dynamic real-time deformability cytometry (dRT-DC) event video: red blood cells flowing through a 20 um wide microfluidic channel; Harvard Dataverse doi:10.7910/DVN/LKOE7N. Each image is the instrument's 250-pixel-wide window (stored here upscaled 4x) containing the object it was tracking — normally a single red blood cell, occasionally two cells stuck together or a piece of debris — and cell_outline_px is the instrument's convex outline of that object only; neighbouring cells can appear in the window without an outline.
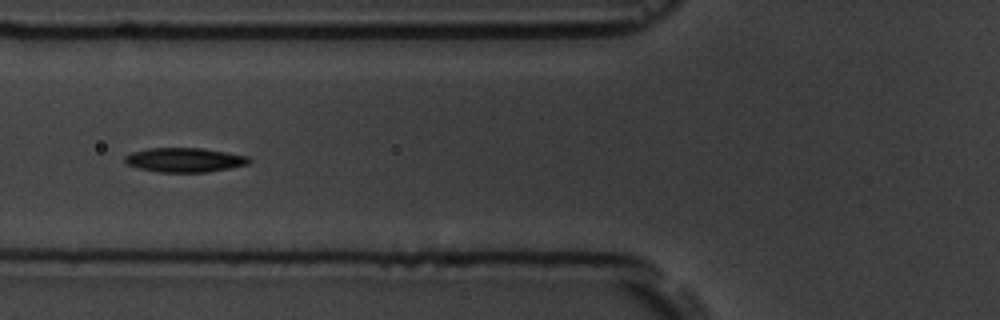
{"species": "common noctule bat (a hibernating species)", "species_latin": "Nyctalus noctula", "temperature_condition": "room temperature", "stored_images_in_passage": 4, "camera_frame_rate_fps": 3000, "um_per_image_px": 0.085, "animal": {"sex": "male", "body_mass_g": 19.5, "forearm_length_mm": 54.6}, "frame": {"image": 1, "passage_image": 3, "time_ms": 2.0, "image_size_px": [1000, 320], "cell_outline_px": [[252, 160], [248, 164], [208, 172], [160, 172], [140, 168], [124, 164], [124, 156], [132, 152], [148, 148], [200, 148], [248, 156]], "centroid_in_image_um": [15.66, 13.59], "position_along_channel_um": 110.1, "area_um2": 17.51}}
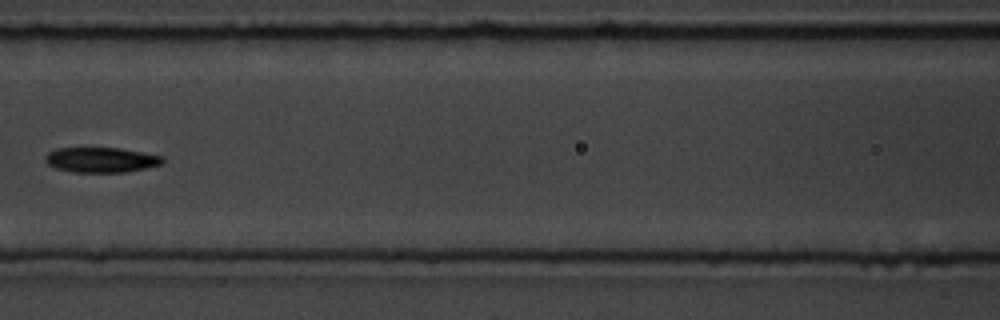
{"frame": {"image": 2, "passage_image": 4, "time_ms": 3.333, "image_size_px": [1000, 320], "cell_outline_px": [[164, 160], [160, 164], [144, 168], [124, 172], [72, 172], [56, 168], [48, 164], [44, 160], [44, 156], [48, 152], [56, 148], [120, 148], [164, 156]], "centroid_in_image_um": [8.56, 13.58], "position_along_channel_um": 158.0, "area_um2": 17.11}}